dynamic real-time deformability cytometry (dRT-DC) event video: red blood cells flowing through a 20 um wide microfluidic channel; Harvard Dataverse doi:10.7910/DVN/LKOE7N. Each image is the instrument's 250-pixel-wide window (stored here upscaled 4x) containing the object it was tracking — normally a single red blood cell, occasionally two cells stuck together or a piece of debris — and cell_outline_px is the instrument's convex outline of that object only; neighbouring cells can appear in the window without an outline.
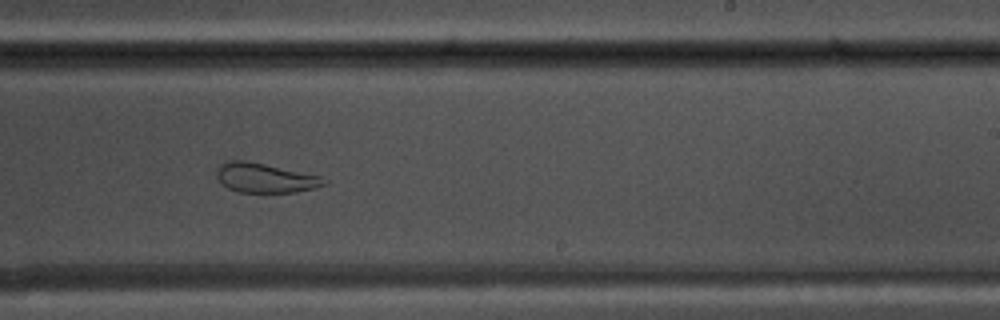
{"species": "common noctule bat (a hibernating species)", "species_latin": "Nyctalus noctula", "temperature_condition": "warm", "stored_images_in_passage": 47, "camera_frame_rate_fps": 3000, "um_per_image_px": 0.085, "animal": {"sex": "male", "body_mass_g": 17.5, "forearm_length_mm": 52.3}, "frame": {"image": 1, "passage_image": 25, "time_ms": 8.0, "image_size_px": [1000, 320], "cell_outline_px": [[328, 184], [316, 188], [296, 192], [240, 192], [228, 188], [216, 176], [216, 168], [220, 164], [228, 160], [244, 160], [264, 164], [320, 176], [328, 180]], "centroid_in_image_um": [22.55, 15.12], "position_along_channel_um": 266.5, "area_um2": 18.38}}
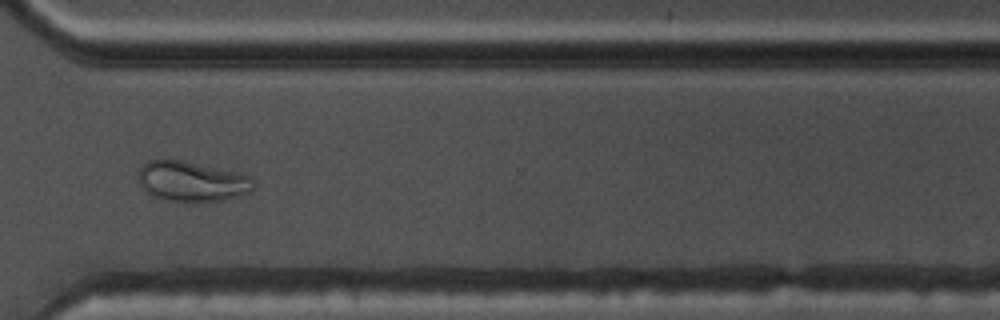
{"frame": {"image": 2, "passage_image": 32, "time_ms": 10.333, "image_size_px": [1000, 320], "cell_outline_px": [[256, 184], [252, 192], [220, 200], [184, 204], [164, 200], [152, 196], [140, 184], [136, 176], [140, 168], [148, 160], [180, 160], [232, 172], [248, 176]], "centroid_in_image_um": [16.25, 15.46], "position_along_channel_um": 354.3, "area_um2": 26.99}}
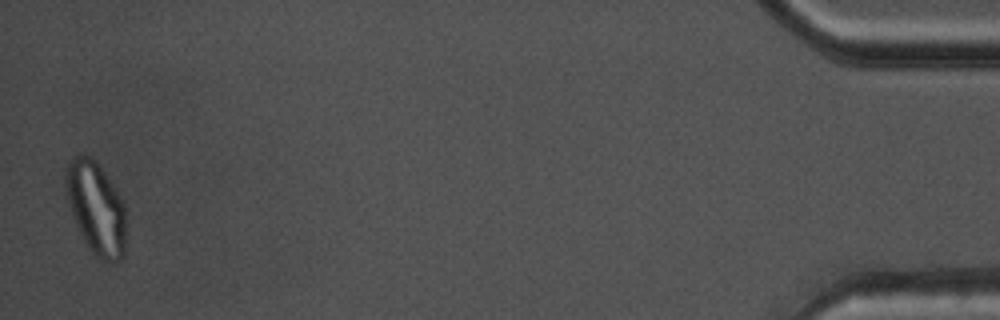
{"frame": {"image": 3, "passage_image": 45, "time_ms": 14.667, "image_size_px": [1000, 320], "cell_outline_px": [[124, 256], [116, 264], [112, 264], [96, 256], [88, 248], [72, 216], [68, 204], [64, 180], [64, 168], [68, 160], [72, 156], [88, 156], [104, 172], [116, 188], [124, 204]], "centroid_in_image_um": [8.13, 17.7], "position_along_channel_um": 427.1, "area_um2": 32.48}, "authors_computed_cell_mechanics": {"area_um2": 24.276, "velocity_mm_per_s": 3.7559, "shape_relaxation_time_tau1_ms": null, "shape_relaxation_time_tau2_ms": 0.8685, "deformation_change_tau1": null, "deformation_change_tau2": 0.0612}}